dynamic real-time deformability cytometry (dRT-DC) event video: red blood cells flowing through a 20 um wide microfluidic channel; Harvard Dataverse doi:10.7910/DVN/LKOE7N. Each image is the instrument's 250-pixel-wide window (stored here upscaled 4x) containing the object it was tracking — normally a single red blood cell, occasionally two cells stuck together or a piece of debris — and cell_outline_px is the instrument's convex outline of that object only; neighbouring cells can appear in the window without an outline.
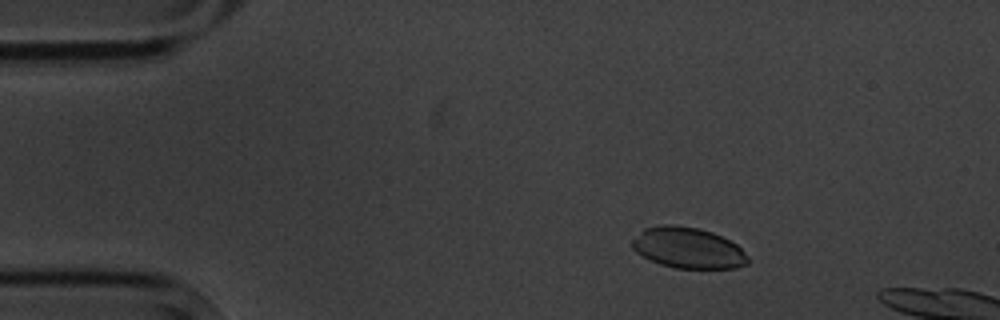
{"species": "common noctule bat (a hibernating species)", "species_latin": "Nyctalus noctula", "temperature_condition": "cold", "stored_images_in_passage": 4, "camera_frame_rate_fps": 3000, "um_per_image_px": 0.085, "animal": {"sex": "male", "body_mass_g": 20.1, "forearm_length_mm": 53.5}, "frame": {"image": 1, "passage_image": 2, "time_ms": 1.333, "image_size_px": [1000, 320], "cell_outline_px": [[748, 264], [736, 268], [676, 268], [660, 264], [636, 252], [632, 248], [632, 240], [644, 228], [660, 224], [672, 224], [700, 228], [712, 232], [736, 244], [748, 256]], "centroid_in_image_um": [58.48, 21.06], "position_along_channel_um": 26.5, "area_um2": 27.51}}